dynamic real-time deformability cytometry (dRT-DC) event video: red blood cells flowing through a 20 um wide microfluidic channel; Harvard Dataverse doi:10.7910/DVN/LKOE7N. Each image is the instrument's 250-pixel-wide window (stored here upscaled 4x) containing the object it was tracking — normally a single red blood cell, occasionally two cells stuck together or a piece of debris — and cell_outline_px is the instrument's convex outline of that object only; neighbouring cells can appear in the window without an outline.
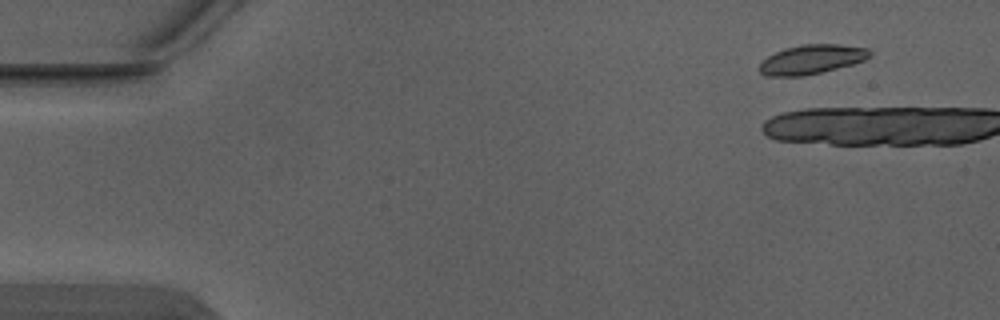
{"species": "Egyptian fruit bat (a non-hibernating species)", "species_latin": "Rousettus aegyptiacus", "temperature_condition": "warm", "stored_images_in_passage": 6, "camera_frame_rate_fps": 3000, "um_per_image_px": 0.085, "animal": {"sex": "male"}, "frame": {"image": 1, "passage_image": 1, "time_ms": 0.0, "image_size_px": [1000, 320], "cell_outline_px": [[872, 52], [864, 60], [852, 64], [804, 76], [764, 76], [760, 72], [760, 64], [768, 56], [784, 48], [800, 44], [840, 44], [868, 48]], "centroid_in_image_um": [68.98, 5.04], "position_along_channel_um": 16.0, "area_um2": 18.73}}